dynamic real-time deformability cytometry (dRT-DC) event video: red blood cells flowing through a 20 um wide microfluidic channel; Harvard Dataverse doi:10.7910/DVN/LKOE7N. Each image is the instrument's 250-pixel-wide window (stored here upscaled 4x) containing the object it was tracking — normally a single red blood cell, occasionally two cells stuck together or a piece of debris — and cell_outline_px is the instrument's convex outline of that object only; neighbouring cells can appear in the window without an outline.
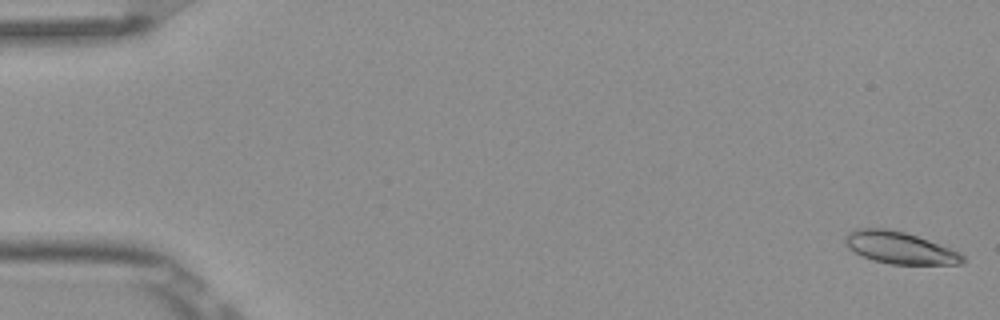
{"species": "Egyptian fruit bat (a non-hibernating species)", "species_latin": "Rousettus aegyptiacus", "temperature_condition": "room temperature", "stored_images_in_passage": 7, "camera_frame_rate_fps": 3000, "um_per_image_px": 0.085, "frame": {"image": 1, "passage_image": 1, "time_ms": 0.0, "image_size_px": [1000, 320], "cell_outline_px": [[964, 264], [892, 264], [872, 260], [848, 248], [844, 244], [844, 240], [848, 232], [856, 228], [888, 228], [904, 232], [928, 240], [960, 252], [964, 256]], "centroid_in_image_um": [76.46, 21.05], "position_along_channel_um": 8.5, "area_um2": 21.79}}
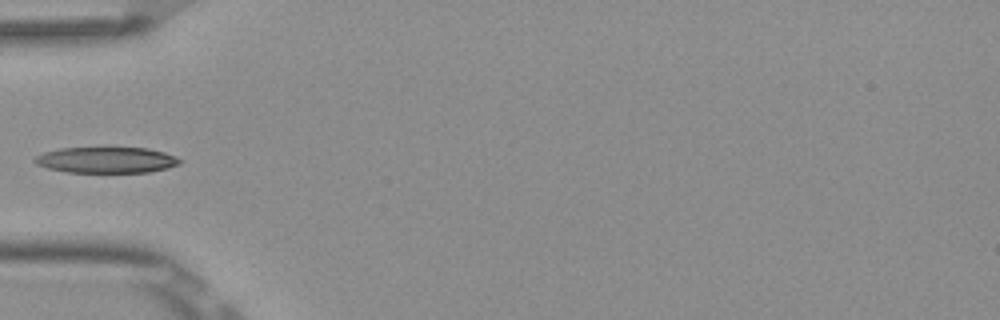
{"frame": {"image": 2, "passage_image": 5, "time_ms": 1.333, "image_size_px": [1000, 320], "cell_outline_px": [[184, 160], [180, 164], [168, 168], [148, 172], [68, 172], [48, 168], [36, 164], [32, 160], [36, 156], [44, 152], [60, 148], [104, 144], [148, 148], [164, 152]], "centroid_in_image_um": [9.05, 13.54], "position_along_channel_um": 76.0, "area_um2": 23.18}}
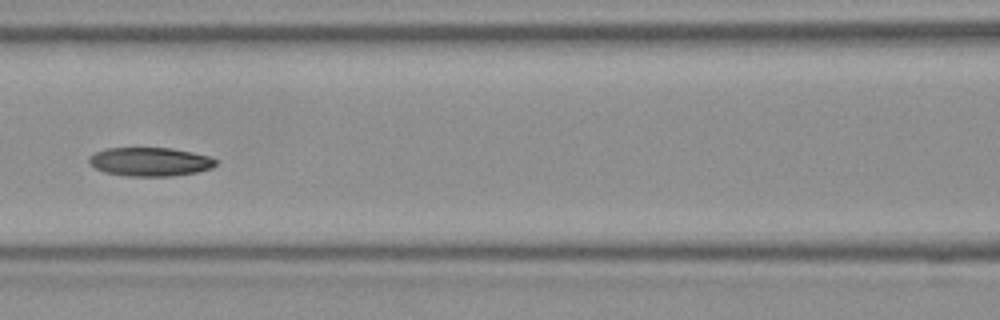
{"frame": {"image": 3, "passage_image": 7, "time_ms": 2.0, "image_size_px": [1000, 320], "cell_outline_px": [[216, 164], [212, 168], [196, 172], [172, 176], [128, 176], [104, 172], [88, 164], [88, 156], [104, 148], [172, 148], [192, 152], [208, 156], [216, 160]], "centroid_in_image_um": [12.71, 13.75], "position_along_channel_um": 153.9, "area_um2": 21.27}}